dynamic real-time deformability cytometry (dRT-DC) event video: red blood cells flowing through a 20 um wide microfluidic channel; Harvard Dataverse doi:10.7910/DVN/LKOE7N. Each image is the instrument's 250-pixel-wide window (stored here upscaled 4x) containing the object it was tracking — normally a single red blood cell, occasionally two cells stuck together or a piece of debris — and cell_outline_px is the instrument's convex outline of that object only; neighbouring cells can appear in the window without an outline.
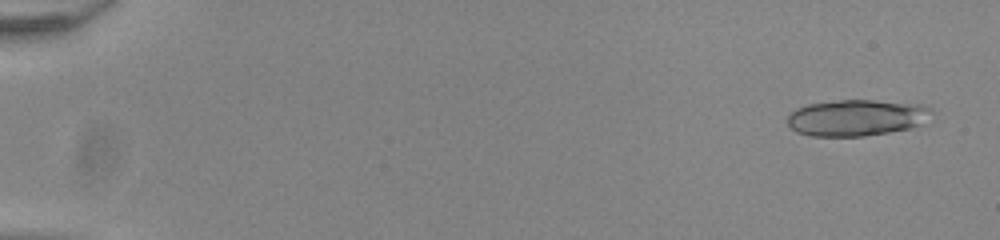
{"species": "common noctule bat (a hibernating species)", "species_latin": "Nyctalus noctula", "temperature_condition": "room temperature", "stored_images_in_passage": 23, "camera_frame_rate_fps": 3000, "um_per_image_px": 0.085, "animal": {"sex": "male", "body_mass_g": 20.0, "forearm_length_mm": 53.3}, "frame": {"image": 1, "passage_image": 3, "time_ms": 0.667, "image_size_px": [1000, 240], "cell_outline_px": [[932, 112], [920, 124], [908, 128], [888, 132], [864, 136], [812, 136], [796, 132], [788, 124], [788, 116], [796, 108], [808, 104], [840, 100], [872, 100], [920, 104], [932, 108]], "centroid_in_image_um": [72.78, 10.0], "position_along_channel_um": 12.2, "area_um2": 30.23}}
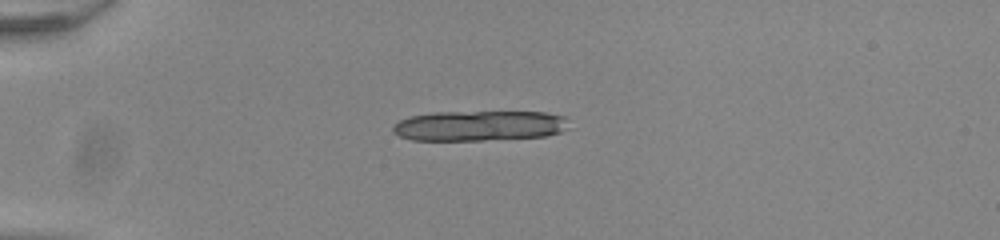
{"frame": {"image": 2, "passage_image": 15, "time_ms": 4.667, "image_size_px": [1000, 240], "cell_outline_px": [[572, 128], [548, 136], [480, 140], [412, 140], [400, 136], [392, 132], [392, 124], [400, 120], [412, 116], [432, 112], [544, 112], [564, 116]], "centroid_in_image_um": [40.77, 10.69], "position_along_channel_um": 44.2, "area_um2": 31.27}}